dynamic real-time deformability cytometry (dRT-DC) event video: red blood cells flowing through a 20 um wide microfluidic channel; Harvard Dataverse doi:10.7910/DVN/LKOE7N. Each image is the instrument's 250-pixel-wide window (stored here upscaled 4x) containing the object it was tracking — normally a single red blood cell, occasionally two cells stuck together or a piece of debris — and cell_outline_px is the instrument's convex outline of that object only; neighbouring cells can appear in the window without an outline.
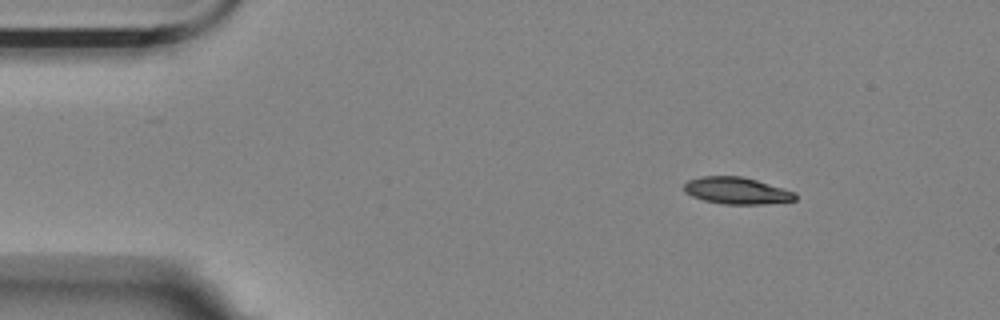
{"species": "Egyptian fruit bat (a non-hibernating species)", "species_latin": "Rousettus aegyptiacus", "temperature_condition": "room temperature", "stored_images_in_passage": 3, "camera_frame_rate_fps": 3000, "um_per_image_px": 0.085, "animal": {"sex": "female"}, "frame": {"image": 1, "passage_image": 1, "time_ms": 0.0, "image_size_px": [1000, 320], "cell_outline_px": [[796, 200], [764, 204], [724, 204], [704, 200], [692, 196], [684, 192], [684, 184], [688, 180], [700, 176], [740, 176], [756, 180], [796, 192]], "centroid_in_image_um": [62.6, 16.2], "position_along_channel_um": 22.4, "area_um2": 17.34}}
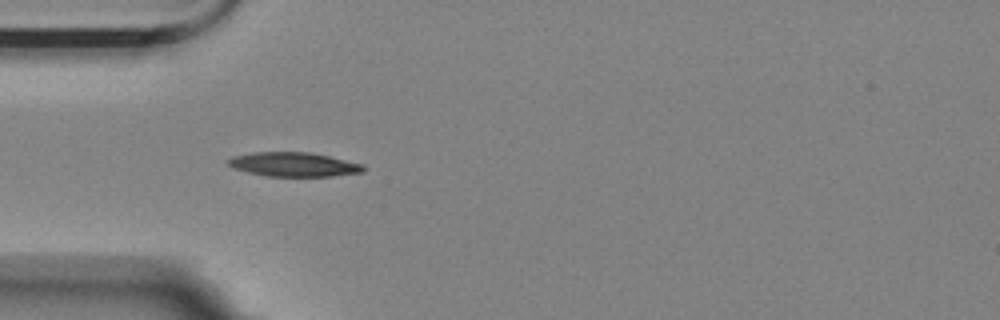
{"frame": {"image": 2, "passage_image": 3, "time_ms": 0.667, "image_size_px": [1000, 320], "cell_outline_px": [[364, 172], [332, 176], [264, 176], [232, 168], [228, 164], [228, 160], [232, 156], [252, 152], [312, 152], [364, 164]], "centroid_in_image_um": [24.96, 13.97], "position_along_channel_um": 60.0, "area_um2": 19.19}}